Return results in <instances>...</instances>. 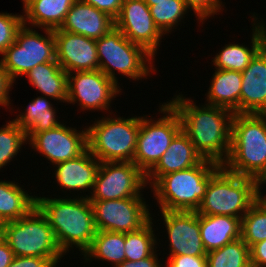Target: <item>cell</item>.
Masks as SVG:
<instances>
[{"label":"cell","mask_w":266,"mask_h":267,"mask_svg":"<svg viewBox=\"0 0 266 267\" xmlns=\"http://www.w3.org/2000/svg\"><path fill=\"white\" fill-rule=\"evenodd\" d=\"M201 239L206 252L241 238V219L227 215L199 214Z\"/></svg>","instance_id":"cell-25"},{"label":"cell","mask_w":266,"mask_h":267,"mask_svg":"<svg viewBox=\"0 0 266 267\" xmlns=\"http://www.w3.org/2000/svg\"><path fill=\"white\" fill-rule=\"evenodd\" d=\"M32 193L15 180L0 179L1 221L3 223L15 221L27 215L36 206V194Z\"/></svg>","instance_id":"cell-28"},{"label":"cell","mask_w":266,"mask_h":267,"mask_svg":"<svg viewBox=\"0 0 266 267\" xmlns=\"http://www.w3.org/2000/svg\"><path fill=\"white\" fill-rule=\"evenodd\" d=\"M3 239L14 256L63 258L53 229L45 215L35 206L24 217L4 223Z\"/></svg>","instance_id":"cell-8"},{"label":"cell","mask_w":266,"mask_h":267,"mask_svg":"<svg viewBox=\"0 0 266 267\" xmlns=\"http://www.w3.org/2000/svg\"><path fill=\"white\" fill-rule=\"evenodd\" d=\"M100 117L87 126L90 153L100 162H133L140 116L125 118L113 112Z\"/></svg>","instance_id":"cell-6"},{"label":"cell","mask_w":266,"mask_h":267,"mask_svg":"<svg viewBox=\"0 0 266 267\" xmlns=\"http://www.w3.org/2000/svg\"><path fill=\"white\" fill-rule=\"evenodd\" d=\"M122 88L101 70L68 73L67 104L80 106L81 111L113 113L111 103L122 95ZM111 110V111H110Z\"/></svg>","instance_id":"cell-12"},{"label":"cell","mask_w":266,"mask_h":267,"mask_svg":"<svg viewBox=\"0 0 266 267\" xmlns=\"http://www.w3.org/2000/svg\"><path fill=\"white\" fill-rule=\"evenodd\" d=\"M46 96H37L30 100L25 109H17L19 114L12 119L17 125L24 129L26 134L38 133L53 129L64 122L59 121L56 107Z\"/></svg>","instance_id":"cell-26"},{"label":"cell","mask_w":266,"mask_h":267,"mask_svg":"<svg viewBox=\"0 0 266 267\" xmlns=\"http://www.w3.org/2000/svg\"><path fill=\"white\" fill-rule=\"evenodd\" d=\"M195 146L181 129L157 164L146 174V183L151 188L163 175L196 166L203 161Z\"/></svg>","instance_id":"cell-20"},{"label":"cell","mask_w":266,"mask_h":267,"mask_svg":"<svg viewBox=\"0 0 266 267\" xmlns=\"http://www.w3.org/2000/svg\"><path fill=\"white\" fill-rule=\"evenodd\" d=\"M14 257V253L10 249V246L2 238L0 240V267H9Z\"/></svg>","instance_id":"cell-43"},{"label":"cell","mask_w":266,"mask_h":267,"mask_svg":"<svg viewBox=\"0 0 266 267\" xmlns=\"http://www.w3.org/2000/svg\"><path fill=\"white\" fill-rule=\"evenodd\" d=\"M266 186V184L260 183L257 192H256V202L264 209L266 212V194L261 192L263 190V187Z\"/></svg>","instance_id":"cell-44"},{"label":"cell","mask_w":266,"mask_h":267,"mask_svg":"<svg viewBox=\"0 0 266 267\" xmlns=\"http://www.w3.org/2000/svg\"><path fill=\"white\" fill-rule=\"evenodd\" d=\"M212 74L204 103L240 113L242 73L234 70L217 69Z\"/></svg>","instance_id":"cell-23"},{"label":"cell","mask_w":266,"mask_h":267,"mask_svg":"<svg viewBox=\"0 0 266 267\" xmlns=\"http://www.w3.org/2000/svg\"><path fill=\"white\" fill-rule=\"evenodd\" d=\"M250 263L251 267H266V240L250 248Z\"/></svg>","instance_id":"cell-42"},{"label":"cell","mask_w":266,"mask_h":267,"mask_svg":"<svg viewBox=\"0 0 266 267\" xmlns=\"http://www.w3.org/2000/svg\"><path fill=\"white\" fill-rule=\"evenodd\" d=\"M259 182L222 167L209 181L197 213L242 218L256 202Z\"/></svg>","instance_id":"cell-7"},{"label":"cell","mask_w":266,"mask_h":267,"mask_svg":"<svg viewBox=\"0 0 266 267\" xmlns=\"http://www.w3.org/2000/svg\"><path fill=\"white\" fill-rule=\"evenodd\" d=\"M100 163L101 162L87 149L77 158L53 166V171H55H52V173L55 177V184H57L60 189H63L62 191L64 194L69 190L70 193L67 195H70V197L88 198L92 192ZM84 192L88 193L85 194ZM71 194L73 195L71 196Z\"/></svg>","instance_id":"cell-18"},{"label":"cell","mask_w":266,"mask_h":267,"mask_svg":"<svg viewBox=\"0 0 266 267\" xmlns=\"http://www.w3.org/2000/svg\"><path fill=\"white\" fill-rule=\"evenodd\" d=\"M37 92L50 98V100L67 103L68 97V73L65 72L58 62H47L36 65L23 77Z\"/></svg>","instance_id":"cell-24"},{"label":"cell","mask_w":266,"mask_h":267,"mask_svg":"<svg viewBox=\"0 0 266 267\" xmlns=\"http://www.w3.org/2000/svg\"><path fill=\"white\" fill-rule=\"evenodd\" d=\"M251 13L252 32L250 46L237 42L225 44L212 59L214 68L242 72L256 53L266 44V23L255 12Z\"/></svg>","instance_id":"cell-19"},{"label":"cell","mask_w":266,"mask_h":267,"mask_svg":"<svg viewBox=\"0 0 266 267\" xmlns=\"http://www.w3.org/2000/svg\"><path fill=\"white\" fill-rule=\"evenodd\" d=\"M63 258H41L34 256H15L9 267H56ZM59 262V263H58Z\"/></svg>","instance_id":"cell-37"},{"label":"cell","mask_w":266,"mask_h":267,"mask_svg":"<svg viewBox=\"0 0 266 267\" xmlns=\"http://www.w3.org/2000/svg\"><path fill=\"white\" fill-rule=\"evenodd\" d=\"M77 0H35L23 12L24 25L35 29H57Z\"/></svg>","instance_id":"cell-27"},{"label":"cell","mask_w":266,"mask_h":267,"mask_svg":"<svg viewBox=\"0 0 266 267\" xmlns=\"http://www.w3.org/2000/svg\"><path fill=\"white\" fill-rule=\"evenodd\" d=\"M14 84L15 83L10 79L8 73L3 68L0 62V105H1L0 107L3 106L5 110L9 109V112L10 111L13 112L12 110L15 109V107L12 108L13 105L11 104L13 100L10 99V94H9L10 91H12Z\"/></svg>","instance_id":"cell-39"},{"label":"cell","mask_w":266,"mask_h":267,"mask_svg":"<svg viewBox=\"0 0 266 267\" xmlns=\"http://www.w3.org/2000/svg\"><path fill=\"white\" fill-rule=\"evenodd\" d=\"M41 31L23 24L15 42L2 54L0 62L14 83L38 64L57 62L53 30Z\"/></svg>","instance_id":"cell-10"},{"label":"cell","mask_w":266,"mask_h":267,"mask_svg":"<svg viewBox=\"0 0 266 267\" xmlns=\"http://www.w3.org/2000/svg\"><path fill=\"white\" fill-rule=\"evenodd\" d=\"M96 46L99 70L118 85V73L131 81H142L157 72L154 64L157 59L129 41L116 27L96 39Z\"/></svg>","instance_id":"cell-5"},{"label":"cell","mask_w":266,"mask_h":267,"mask_svg":"<svg viewBox=\"0 0 266 267\" xmlns=\"http://www.w3.org/2000/svg\"><path fill=\"white\" fill-rule=\"evenodd\" d=\"M187 7L193 11L197 18L198 24H204L207 19L214 17V15L222 14L225 7L221 0H184Z\"/></svg>","instance_id":"cell-36"},{"label":"cell","mask_w":266,"mask_h":267,"mask_svg":"<svg viewBox=\"0 0 266 267\" xmlns=\"http://www.w3.org/2000/svg\"><path fill=\"white\" fill-rule=\"evenodd\" d=\"M149 8L155 25L165 37L172 34L174 29H178L176 27L181 25L182 22L186 23L184 22L185 16L191 12L184 0L155 2V5Z\"/></svg>","instance_id":"cell-31"},{"label":"cell","mask_w":266,"mask_h":267,"mask_svg":"<svg viewBox=\"0 0 266 267\" xmlns=\"http://www.w3.org/2000/svg\"><path fill=\"white\" fill-rule=\"evenodd\" d=\"M83 3L89 4L109 14L113 19H115L121 10L123 0H80Z\"/></svg>","instance_id":"cell-40"},{"label":"cell","mask_w":266,"mask_h":267,"mask_svg":"<svg viewBox=\"0 0 266 267\" xmlns=\"http://www.w3.org/2000/svg\"><path fill=\"white\" fill-rule=\"evenodd\" d=\"M223 167L230 173L266 184V116L234 113L231 149Z\"/></svg>","instance_id":"cell-3"},{"label":"cell","mask_w":266,"mask_h":267,"mask_svg":"<svg viewBox=\"0 0 266 267\" xmlns=\"http://www.w3.org/2000/svg\"><path fill=\"white\" fill-rule=\"evenodd\" d=\"M64 122L47 131L27 134L30 150L45 157L53 166L77 158L88 149L87 126L77 130Z\"/></svg>","instance_id":"cell-14"},{"label":"cell","mask_w":266,"mask_h":267,"mask_svg":"<svg viewBox=\"0 0 266 267\" xmlns=\"http://www.w3.org/2000/svg\"><path fill=\"white\" fill-rule=\"evenodd\" d=\"M159 249L156 250L150 257L137 260V261H129L125 260L123 263L119 264L116 267H164L161 258H159L158 254L160 255L161 251ZM162 262V263H161Z\"/></svg>","instance_id":"cell-41"},{"label":"cell","mask_w":266,"mask_h":267,"mask_svg":"<svg viewBox=\"0 0 266 267\" xmlns=\"http://www.w3.org/2000/svg\"><path fill=\"white\" fill-rule=\"evenodd\" d=\"M206 259L207 267H251L250 247L241 238L207 252Z\"/></svg>","instance_id":"cell-32"},{"label":"cell","mask_w":266,"mask_h":267,"mask_svg":"<svg viewBox=\"0 0 266 267\" xmlns=\"http://www.w3.org/2000/svg\"><path fill=\"white\" fill-rule=\"evenodd\" d=\"M83 262L102 261L116 267L125 261V233L97 231L90 247L83 253Z\"/></svg>","instance_id":"cell-29"},{"label":"cell","mask_w":266,"mask_h":267,"mask_svg":"<svg viewBox=\"0 0 266 267\" xmlns=\"http://www.w3.org/2000/svg\"><path fill=\"white\" fill-rule=\"evenodd\" d=\"M56 195L37 194L36 206L47 218L61 251L68 255L78 249L82 257L97 233L91 203L88 198Z\"/></svg>","instance_id":"cell-2"},{"label":"cell","mask_w":266,"mask_h":267,"mask_svg":"<svg viewBox=\"0 0 266 267\" xmlns=\"http://www.w3.org/2000/svg\"><path fill=\"white\" fill-rule=\"evenodd\" d=\"M241 239L250 248L266 240V212L257 202L241 218Z\"/></svg>","instance_id":"cell-34"},{"label":"cell","mask_w":266,"mask_h":267,"mask_svg":"<svg viewBox=\"0 0 266 267\" xmlns=\"http://www.w3.org/2000/svg\"><path fill=\"white\" fill-rule=\"evenodd\" d=\"M159 105L157 111L161 113V117L153 118L151 114L140 116L133 163L145 175L157 164L175 135L182 129L175 109L168 102Z\"/></svg>","instance_id":"cell-9"},{"label":"cell","mask_w":266,"mask_h":267,"mask_svg":"<svg viewBox=\"0 0 266 267\" xmlns=\"http://www.w3.org/2000/svg\"><path fill=\"white\" fill-rule=\"evenodd\" d=\"M154 220L157 219L152 217V219L139 230L125 233V260L137 261L150 257L160 248L159 244H161V239H158L159 235L155 232L156 229L158 231V228H154V223H156Z\"/></svg>","instance_id":"cell-30"},{"label":"cell","mask_w":266,"mask_h":267,"mask_svg":"<svg viewBox=\"0 0 266 267\" xmlns=\"http://www.w3.org/2000/svg\"><path fill=\"white\" fill-rule=\"evenodd\" d=\"M115 27V19L92 5L77 0L69 9L60 30L99 39Z\"/></svg>","instance_id":"cell-22"},{"label":"cell","mask_w":266,"mask_h":267,"mask_svg":"<svg viewBox=\"0 0 266 267\" xmlns=\"http://www.w3.org/2000/svg\"><path fill=\"white\" fill-rule=\"evenodd\" d=\"M167 101L179 114L182 130L203 159L223 165L230 154L232 119L228 109L201 103L176 93Z\"/></svg>","instance_id":"cell-1"},{"label":"cell","mask_w":266,"mask_h":267,"mask_svg":"<svg viewBox=\"0 0 266 267\" xmlns=\"http://www.w3.org/2000/svg\"><path fill=\"white\" fill-rule=\"evenodd\" d=\"M23 4V10L24 11L30 4H32L35 0H21Z\"/></svg>","instance_id":"cell-45"},{"label":"cell","mask_w":266,"mask_h":267,"mask_svg":"<svg viewBox=\"0 0 266 267\" xmlns=\"http://www.w3.org/2000/svg\"><path fill=\"white\" fill-rule=\"evenodd\" d=\"M23 24V14L0 12V57L15 42Z\"/></svg>","instance_id":"cell-35"},{"label":"cell","mask_w":266,"mask_h":267,"mask_svg":"<svg viewBox=\"0 0 266 267\" xmlns=\"http://www.w3.org/2000/svg\"><path fill=\"white\" fill-rule=\"evenodd\" d=\"M222 167L204 159L191 168L163 175L150 191L158 211H197L210 179Z\"/></svg>","instance_id":"cell-4"},{"label":"cell","mask_w":266,"mask_h":267,"mask_svg":"<svg viewBox=\"0 0 266 267\" xmlns=\"http://www.w3.org/2000/svg\"><path fill=\"white\" fill-rule=\"evenodd\" d=\"M146 175L133 162H101L89 201L144 198Z\"/></svg>","instance_id":"cell-11"},{"label":"cell","mask_w":266,"mask_h":267,"mask_svg":"<svg viewBox=\"0 0 266 267\" xmlns=\"http://www.w3.org/2000/svg\"><path fill=\"white\" fill-rule=\"evenodd\" d=\"M262 115H265L266 116V108L260 113Z\"/></svg>","instance_id":"cell-48"},{"label":"cell","mask_w":266,"mask_h":267,"mask_svg":"<svg viewBox=\"0 0 266 267\" xmlns=\"http://www.w3.org/2000/svg\"><path fill=\"white\" fill-rule=\"evenodd\" d=\"M115 27L132 43L145 49L154 58L164 34L155 25L149 6L144 0H123ZM163 38V39H162Z\"/></svg>","instance_id":"cell-15"},{"label":"cell","mask_w":266,"mask_h":267,"mask_svg":"<svg viewBox=\"0 0 266 267\" xmlns=\"http://www.w3.org/2000/svg\"><path fill=\"white\" fill-rule=\"evenodd\" d=\"M97 231L128 233L145 226L154 214L146 198L90 201Z\"/></svg>","instance_id":"cell-13"},{"label":"cell","mask_w":266,"mask_h":267,"mask_svg":"<svg viewBox=\"0 0 266 267\" xmlns=\"http://www.w3.org/2000/svg\"><path fill=\"white\" fill-rule=\"evenodd\" d=\"M241 73L240 113L260 114L266 108V44Z\"/></svg>","instance_id":"cell-21"},{"label":"cell","mask_w":266,"mask_h":267,"mask_svg":"<svg viewBox=\"0 0 266 267\" xmlns=\"http://www.w3.org/2000/svg\"><path fill=\"white\" fill-rule=\"evenodd\" d=\"M4 223L0 219V228H3Z\"/></svg>","instance_id":"cell-49"},{"label":"cell","mask_w":266,"mask_h":267,"mask_svg":"<svg viewBox=\"0 0 266 267\" xmlns=\"http://www.w3.org/2000/svg\"><path fill=\"white\" fill-rule=\"evenodd\" d=\"M56 61L67 73L99 69L96 40L54 29Z\"/></svg>","instance_id":"cell-17"},{"label":"cell","mask_w":266,"mask_h":267,"mask_svg":"<svg viewBox=\"0 0 266 267\" xmlns=\"http://www.w3.org/2000/svg\"><path fill=\"white\" fill-rule=\"evenodd\" d=\"M160 223L165 226L168 236V253L166 256L191 255L206 256L196 211H161Z\"/></svg>","instance_id":"cell-16"},{"label":"cell","mask_w":266,"mask_h":267,"mask_svg":"<svg viewBox=\"0 0 266 267\" xmlns=\"http://www.w3.org/2000/svg\"><path fill=\"white\" fill-rule=\"evenodd\" d=\"M163 1H167V0H144V2L150 7L155 5V2H163Z\"/></svg>","instance_id":"cell-46"},{"label":"cell","mask_w":266,"mask_h":267,"mask_svg":"<svg viewBox=\"0 0 266 267\" xmlns=\"http://www.w3.org/2000/svg\"><path fill=\"white\" fill-rule=\"evenodd\" d=\"M3 238V228H0V240Z\"/></svg>","instance_id":"cell-47"},{"label":"cell","mask_w":266,"mask_h":267,"mask_svg":"<svg viewBox=\"0 0 266 267\" xmlns=\"http://www.w3.org/2000/svg\"><path fill=\"white\" fill-rule=\"evenodd\" d=\"M25 144H28L27 134L15 121H6V124L0 127V171L11 165L13 159L15 161Z\"/></svg>","instance_id":"cell-33"},{"label":"cell","mask_w":266,"mask_h":267,"mask_svg":"<svg viewBox=\"0 0 266 267\" xmlns=\"http://www.w3.org/2000/svg\"><path fill=\"white\" fill-rule=\"evenodd\" d=\"M167 258V259H166ZM164 267H207L206 256L174 255L163 257Z\"/></svg>","instance_id":"cell-38"}]
</instances>
